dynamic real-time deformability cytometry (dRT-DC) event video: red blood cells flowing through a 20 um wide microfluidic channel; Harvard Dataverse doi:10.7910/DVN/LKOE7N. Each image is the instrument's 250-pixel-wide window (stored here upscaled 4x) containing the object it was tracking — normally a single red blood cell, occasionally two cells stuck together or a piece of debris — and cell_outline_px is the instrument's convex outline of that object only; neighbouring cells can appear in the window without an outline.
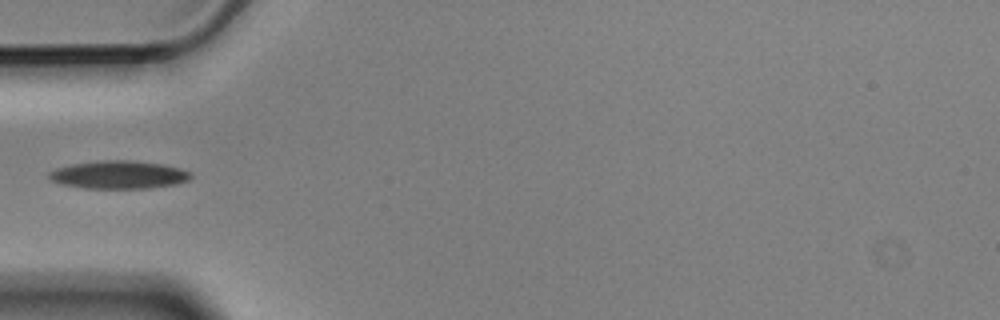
{"species": "Egyptian fruit bat (a non-hibernating species)", "species_latin": "Rousettus aegyptiacus", "temperature_condition": "cold", "stored_images_in_passage": 3, "camera_frame_rate_fps": 3000, "um_per_image_px": 0.085, "animal": {"sex": "male"}, "frame": {"image": 1, "passage_image": 3, "time_ms": 0.667, "image_size_px": [1000, 320], "cell_outline_px": [[192, 176], [188, 180], [176, 184], [148, 188], [84, 188], [60, 184], [52, 180], [48, 176], [48, 172], [56, 168], [72, 164], [104, 160], [132, 160], [160, 164], [176, 168], [188, 172]], "centroid_in_image_um": [10.04, 14.86], "position_along_channel_um": 75.0, "area_um2": 22.83}}